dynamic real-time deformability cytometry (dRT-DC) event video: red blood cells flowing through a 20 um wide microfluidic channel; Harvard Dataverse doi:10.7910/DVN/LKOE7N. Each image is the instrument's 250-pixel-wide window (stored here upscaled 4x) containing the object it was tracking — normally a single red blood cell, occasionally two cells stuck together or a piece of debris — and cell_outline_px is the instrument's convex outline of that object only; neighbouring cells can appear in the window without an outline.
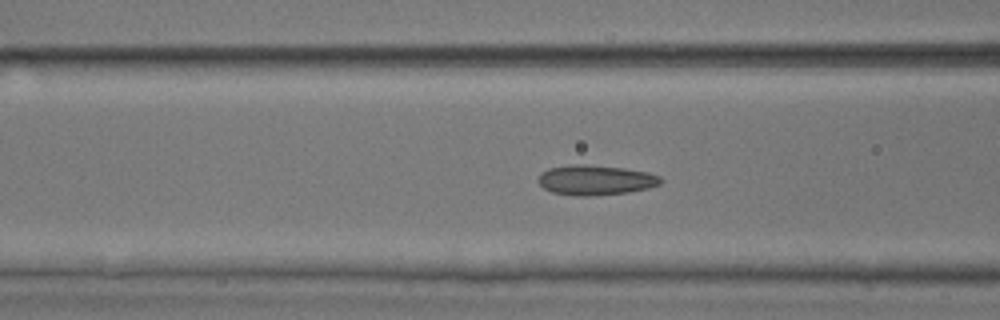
{"species": "common noctule bat (a hibernating species)", "species_latin": "Nyctalus noctula", "temperature_condition": "room temperature", "stored_images_in_passage": 31, "camera_frame_rate_fps": 3000, "um_per_image_px": 0.085, "animal": {"sex": "male", "body_mass_g": 17.9, "forearm_length_mm": 54.2}, "frame": {"image": 1, "passage_image": 22, "time_ms": 7.0, "image_size_px": [1000, 320], "cell_outline_px": [[664, 180], [660, 184], [648, 188], [628, 192], [592, 196], [576, 196], [552, 192], [544, 188], [536, 180], [540, 172], [548, 168], [576, 164], [584, 164], [624, 168], [648, 172], [660, 176]], "centroid_in_image_um": [50.61, 15.3], "position_along_channel_um": 116.0, "area_um2": 21.56}}